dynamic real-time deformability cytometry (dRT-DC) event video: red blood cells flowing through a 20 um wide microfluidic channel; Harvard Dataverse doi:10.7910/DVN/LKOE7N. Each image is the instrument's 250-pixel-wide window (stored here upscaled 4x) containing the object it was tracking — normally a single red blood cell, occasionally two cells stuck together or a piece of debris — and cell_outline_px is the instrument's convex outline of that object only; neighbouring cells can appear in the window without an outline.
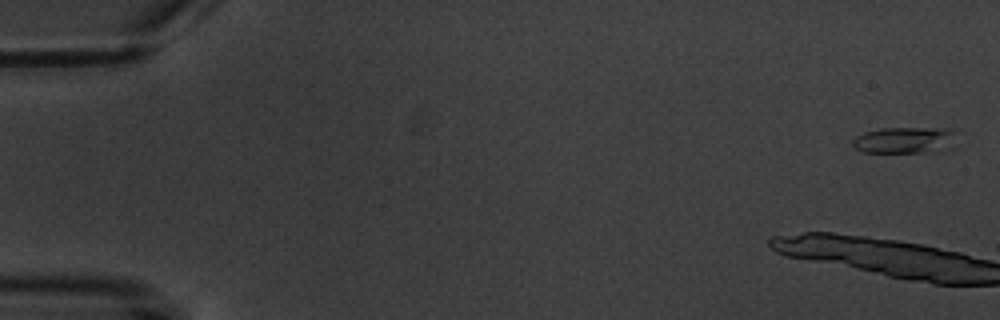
{"species": "common noctule bat (a hibernating species)", "species_latin": "Nyctalus noctula", "temperature_condition": "warm", "stored_images_in_passage": 6, "camera_frame_rate_fps": 3000, "um_per_image_px": 0.085, "animal": {"sex": "male", "body_mass_g": 20.1, "forearm_length_mm": 53.5}, "frame": {"image": 1, "passage_image": 1, "time_ms": 0.0, "image_size_px": [1000, 320], "cell_outline_px": [[956, 148], [944, 152], [864, 152], [856, 148], [852, 144], [852, 140], [856, 136], [864, 132], [880, 128], [944, 128], [952, 132]], "centroid_in_image_um": [76.95, 11.93], "position_along_channel_um": 8.1, "area_um2": 16.24}}